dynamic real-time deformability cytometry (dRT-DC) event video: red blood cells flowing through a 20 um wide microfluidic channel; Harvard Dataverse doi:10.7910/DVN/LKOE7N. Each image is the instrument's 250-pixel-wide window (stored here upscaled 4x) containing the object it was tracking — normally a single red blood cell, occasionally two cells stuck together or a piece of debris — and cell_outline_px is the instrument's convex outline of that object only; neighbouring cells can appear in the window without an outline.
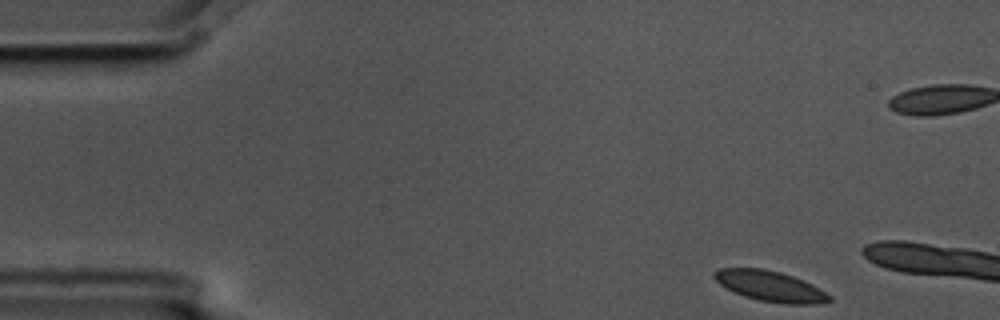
{"species": "common noctule bat (a hibernating species)", "species_latin": "Nyctalus noctula", "temperature_condition": "cold", "stored_images_in_passage": 3, "camera_frame_rate_fps": 3000, "um_per_image_px": 0.085, "animal": {"sex": "male", "body_mass_g": 17.5, "forearm_length_mm": 52.3}, "frame": {"image": 1, "passage_image": 1, "time_ms": 0.0, "image_size_px": [1000, 320], "cell_outline_px": [[832, 300], [824, 304], [788, 304], [760, 300], [744, 296], [720, 284], [712, 276], [712, 272], [716, 268], [764, 268], [780, 272], [804, 280], [820, 288], [832, 296]], "centroid_in_image_um": [65.51, 24.32], "position_along_channel_um": 19.5, "area_um2": 20.58}}